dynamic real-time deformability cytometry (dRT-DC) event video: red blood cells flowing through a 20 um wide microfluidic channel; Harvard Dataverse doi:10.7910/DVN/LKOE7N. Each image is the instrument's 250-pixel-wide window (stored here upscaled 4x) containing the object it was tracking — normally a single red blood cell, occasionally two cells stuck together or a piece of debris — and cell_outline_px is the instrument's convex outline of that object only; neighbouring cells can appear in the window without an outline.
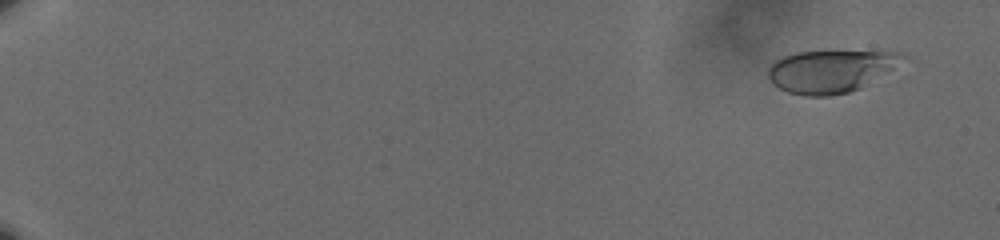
{"species": "human", "species_latin": "Homo sapiens", "temperature_condition": "cold", "stored_images_in_passage": 61, "camera_frame_rate_fps": 3000, "um_per_image_px": 0.085, "donor": {"sex": "male"}, "frame": {"image": 1, "passage_image": 5, "time_ms": 1.333, "image_size_px": [1000, 240], "cell_outline_px": [[908, 56], [892, 68], [860, 88], [848, 92], [828, 96], [804, 96], [788, 92], [780, 88], [768, 76], [768, 68], [776, 60], [784, 56], [796, 52], [900, 52]], "centroid_in_image_um": [70.57, 6.05], "position_along_channel_um": 14.4, "area_um2": 32.48}}
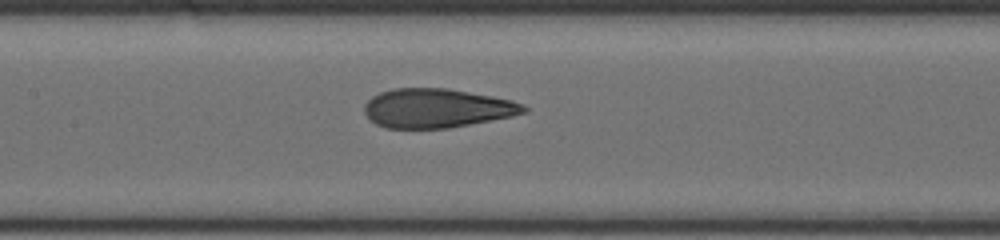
{"frame": {"image": 2, "passage_image": 34, "time_ms": 11.0, "image_size_px": [1000, 240], "cell_outline_px": [[528, 112], [512, 116], [448, 128], [384, 128], [376, 124], [364, 112], [364, 104], [372, 96], [380, 92], [392, 88], [448, 88], [492, 96], [512, 100], [524, 104], [528, 108]], "centroid_in_image_um": [37.14, 9.19], "position_along_channel_um": 170.3, "area_um2": 36.36}}
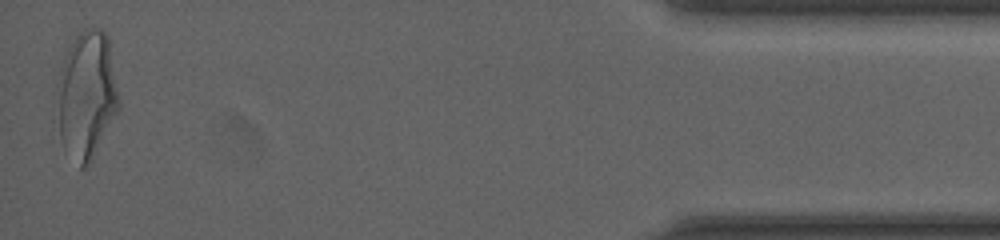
{"frame": {"image": 3, "passage_image": 61, "time_ms": 20.0, "image_size_px": [1000, 240], "cell_outline_px": [[120, 108], [88, 168], [80, 168], [60, 140], [52, 120], [56, 84], [64, 56], [68, 48], [76, 36], [84, 28], [100, 28], [108, 36], [120, 104]], "centroid_in_image_um": [7.3, 8.13], "position_along_channel_um": 427.9, "area_um2": 47.45}, "authors_computed_cell_mechanics": {"area_um2": 36.6452, "velocity_mm_per_s": 3.6167, "shape_relaxation_time_tau1_ms": 9.0458, "shape_relaxation_time_tau2_ms": 1.0019, "deformation_change_tau1": 0.2636, "deformation_change_tau2": 0.0895}}